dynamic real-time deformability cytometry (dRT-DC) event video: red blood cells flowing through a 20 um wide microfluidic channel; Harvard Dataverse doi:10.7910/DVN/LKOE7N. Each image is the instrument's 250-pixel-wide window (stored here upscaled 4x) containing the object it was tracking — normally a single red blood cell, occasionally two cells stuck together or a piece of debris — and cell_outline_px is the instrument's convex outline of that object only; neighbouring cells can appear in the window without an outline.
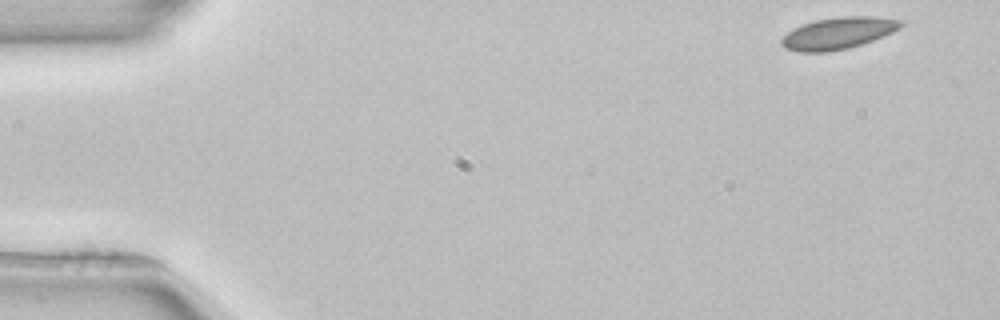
{"species": "common noctule bat (a hibernating species)", "species_latin": "Nyctalus noctula", "temperature_condition": "room temperature", "stored_images_in_passage": 51, "camera_frame_rate_fps": 3000, "um_per_image_px": 0.085, "animal": {"sex": "female", "body_mass_g": 22.7, "forearm_length_mm": 54.2}, "frame": {"image": 1, "passage_image": 1, "time_ms": 0.0, "image_size_px": [1000, 320], "cell_outline_px": [[904, 24], [900, 28], [892, 32], [872, 40], [848, 48], [828, 52], [800, 52], [784, 48], [780, 44], [780, 40], [788, 32], [804, 24], [816, 20], [840, 16], [876, 16], [904, 20]], "centroid_in_image_um": [71.27, 2.81], "position_along_channel_um": 13.7, "area_um2": 22.02}}
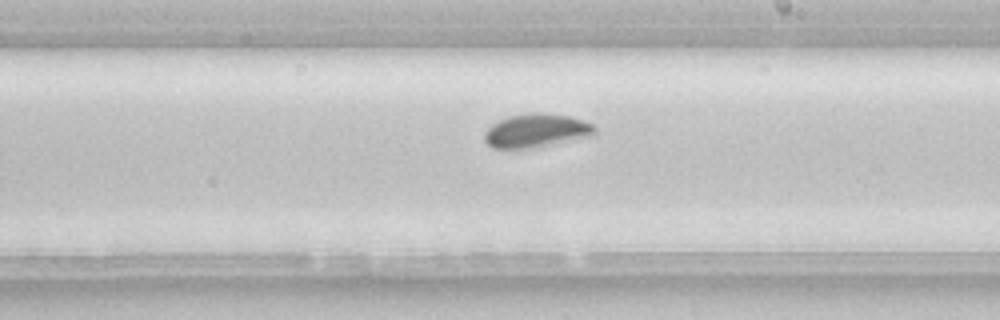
{"frame": {"image": 2, "passage_image": 28, "time_ms": 9.0, "image_size_px": [1000, 320], "cell_outline_px": [[596, 136], [524, 148], [492, 148], [484, 140], [484, 132], [492, 124], [508, 116], [532, 112], [540, 112], [568, 116], [584, 120], [592, 124], [596, 128]], "centroid_in_image_um": [45.6, 11.09], "position_along_channel_um": 243.4, "area_um2": 21.5}, "authors_computed_cell_mechanics": {"area_um2": 21.0392, "velocity_mm_per_s": 3.9084, "shape_relaxation_time_tau1_ms": 2.8423, "shape_relaxation_time_tau2_ms": null, "deformation_change_tau1": 0.068, "deformation_change_tau2": null}}